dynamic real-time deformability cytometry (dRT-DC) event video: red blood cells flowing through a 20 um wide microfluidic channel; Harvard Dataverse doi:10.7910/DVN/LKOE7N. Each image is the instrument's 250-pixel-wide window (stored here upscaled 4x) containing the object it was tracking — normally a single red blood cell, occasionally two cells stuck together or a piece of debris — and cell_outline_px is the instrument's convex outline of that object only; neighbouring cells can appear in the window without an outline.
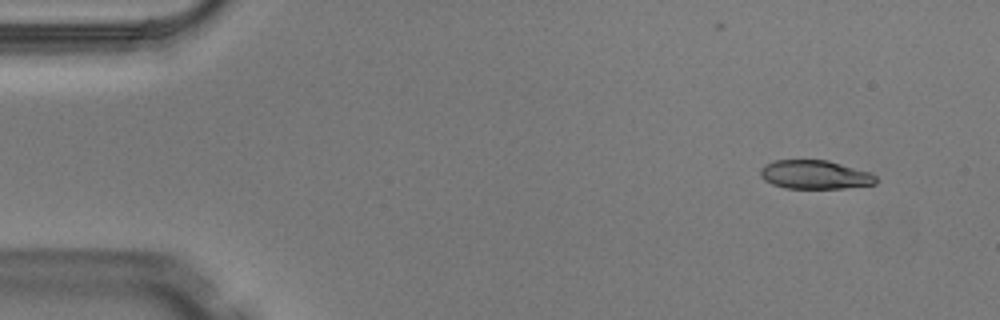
{"species": "Egyptian fruit bat (a non-hibernating species)", "species_latin": "Rousettus aegyptiacus", "temperature_condition": "warm", "stored_images_in_passage": 4, "camera_frame_rate_fps": 3000, "um_per_image_px": 0.085, "animal": {"sex": "male"}, "frame": {"image": 1, "passage_image": 4, "time_ms": 1.0, "image_size_px": [1000, 320], "cell_outline_px": [[876, 184], [844, 188], [784, 188], [772, 184], [764, 180], [760, 176], [760, 168], [764, 164], [772, 160], [828, 160], [872, 172], [876, 176]], "centroid_in_image_um": [69.26, 14.84], "position_along_channel_um": 15.7, "area_um2": 19.59}}